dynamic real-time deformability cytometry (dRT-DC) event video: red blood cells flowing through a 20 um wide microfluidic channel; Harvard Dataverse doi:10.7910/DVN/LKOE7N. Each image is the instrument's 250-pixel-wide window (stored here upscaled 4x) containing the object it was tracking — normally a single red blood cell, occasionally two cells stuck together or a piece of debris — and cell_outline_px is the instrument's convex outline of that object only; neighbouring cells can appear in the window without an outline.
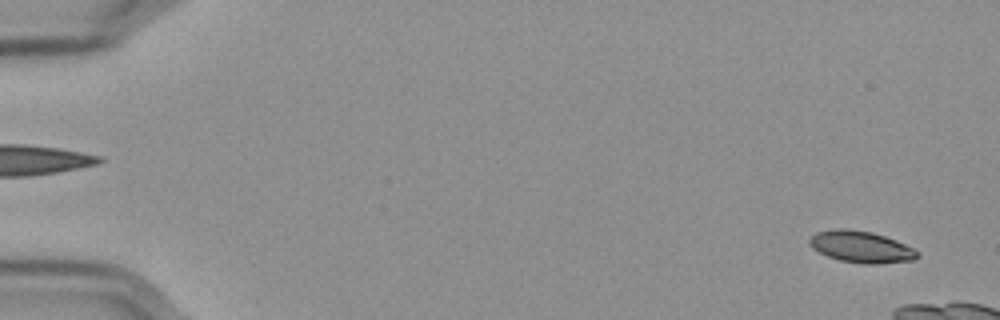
{"species": "Egyptian fruit bat (a non-hibernating species)", "species_latin": "Rousettus aegyptiacus", "temperature_condition": "cold", "stored_images_in_passage": 13, "camera_frame_rate_fps": 3000, "um_per_image_px": 0.085, "frame": {"image": 1, "passage_image": 3, "time_ms": 0.667, "image_size_px": [1000, 320], "cell_outline_px": [[920, 256], [916, 260], [876, 264], [864, 264], [840, 260], [828, 256], [812, 248], [808, 244], [808, 240], [816, 232], [832, 228], [848, 228], [872, 232], [896, 240], [916, 248], [920, 252]], "centroid_in_image_um": [73.23, 20.97], "position_along_channel_um": 11.8, "area_um2": 20.23}}